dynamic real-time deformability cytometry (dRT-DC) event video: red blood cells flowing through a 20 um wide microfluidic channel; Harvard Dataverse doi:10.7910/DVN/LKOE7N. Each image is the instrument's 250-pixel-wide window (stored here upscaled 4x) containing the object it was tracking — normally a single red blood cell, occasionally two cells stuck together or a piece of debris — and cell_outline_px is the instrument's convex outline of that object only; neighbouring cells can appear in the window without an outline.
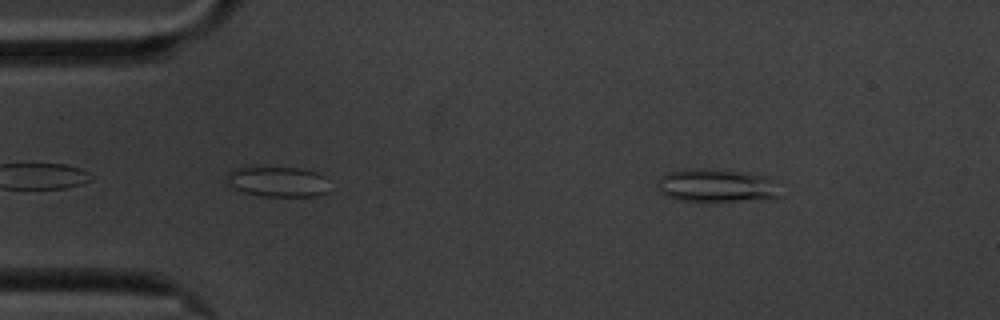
{"species": "common noctule bat (a hibernating species)", "species_latin": "Nyctalus noctula", "temperature_condition": "cold", "stored_images_in_passage": 3, "segment_of_instrument_passage": [2, 2], "camera_frame_rate_fps": 3000, "um_per_image_px": 0.085, "animal": {"sex": "male", "body_mass_g": 20.1, "forearm_length_mm": 53.5}, "frame": {"image": 1, "passage_image": 3, "time_ms": 0.667, "image_size_px": [1000, 320], "cell_outline_px": [[784, 196], [764, 200], [676, 200], [660, 192], [660, 176], [664, 172], [680, 168], [708, 168], [752, 172], [780, 180]], "centroid_in_image_um": [61.07, 15.73], "position_along_channel_um": 23.9, "area_um2": 24.68}}